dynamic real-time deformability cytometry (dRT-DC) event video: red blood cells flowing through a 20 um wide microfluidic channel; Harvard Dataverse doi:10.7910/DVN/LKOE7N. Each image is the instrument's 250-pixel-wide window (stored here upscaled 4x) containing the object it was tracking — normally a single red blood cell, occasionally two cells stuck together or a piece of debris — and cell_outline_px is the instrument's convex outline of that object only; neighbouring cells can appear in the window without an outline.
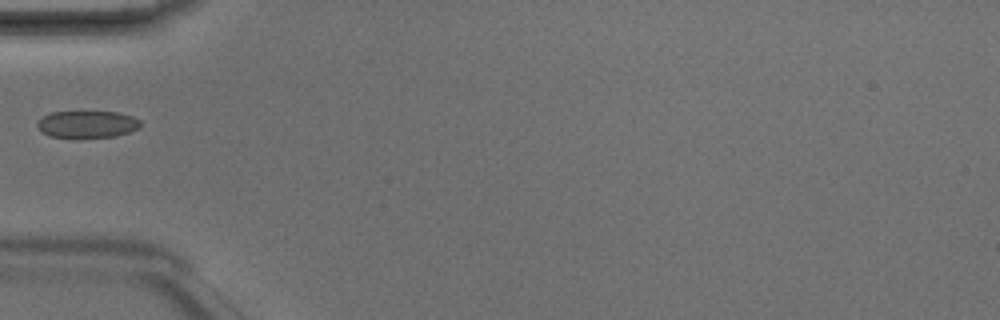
{"species": "Egyptian fruit bat (a non-hibernating species)", "species_latin": "Rousettus aegyptiacus", "temperature_condition": "room temperature", "stored_images_in_passage": 3, "camera_frame_rate_fps": 3000, "um_per_image_px": 0.085, "animal": {"sex": "male"}, "frame": {"image": 1, "passage_image": 2, "time_ms": 0.333, "image_size_px": [1000, 320], "cell_outline_px": [[140, 128], [116, 136], [48, 136], [40, 132], [36, 124], [44, 116], [52, 112], [116, 112], [132, 116], [140, 120]], "centroid_in_image_um": [7.42, 10.54], "position_along_channel_um": 77.6, "area_um2": 15.84}}